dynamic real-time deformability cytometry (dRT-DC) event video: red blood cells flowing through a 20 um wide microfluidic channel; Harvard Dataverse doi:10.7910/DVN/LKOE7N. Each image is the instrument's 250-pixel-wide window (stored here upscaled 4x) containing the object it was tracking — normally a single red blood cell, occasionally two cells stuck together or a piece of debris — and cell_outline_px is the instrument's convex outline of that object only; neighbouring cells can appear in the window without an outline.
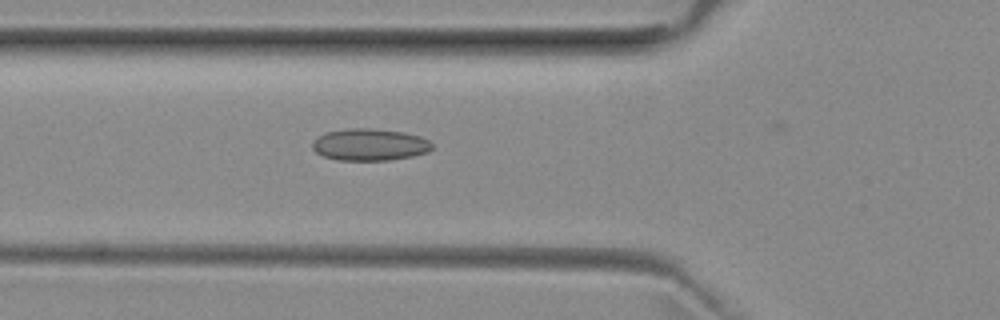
{"species": "common noctule bat (a hibernating species)", "species_latin": "Nyctalus noctula", "temperature_condition": "room temperature", "stored_images_in_passage": 4, "camera_frame_rate_fps": 3000, "um_per_image_px": 0.085, "animal": {"sex": "female", "body_mass_g": 29.2, "forearm_length_mm": 56.3}, "frame": {"image": 1, "passage_image": 3, "time_ms": 0.667, "image_size_px": [1000, 320], "cell_outline_px": [[432, 148], [428, 152], [412, 156], [388, 160], [336, 160], [324, 156], [316, 152], [312, 148], [312, 140], [328, 132], [348, 128], [372, 128], [404, 132], [420, 136], [428, 140], [432, 144]], "centroid_in_image_um": [31.43, 12.29], "position_along_channel_um": 94.4, "area_um2": 22.25}}